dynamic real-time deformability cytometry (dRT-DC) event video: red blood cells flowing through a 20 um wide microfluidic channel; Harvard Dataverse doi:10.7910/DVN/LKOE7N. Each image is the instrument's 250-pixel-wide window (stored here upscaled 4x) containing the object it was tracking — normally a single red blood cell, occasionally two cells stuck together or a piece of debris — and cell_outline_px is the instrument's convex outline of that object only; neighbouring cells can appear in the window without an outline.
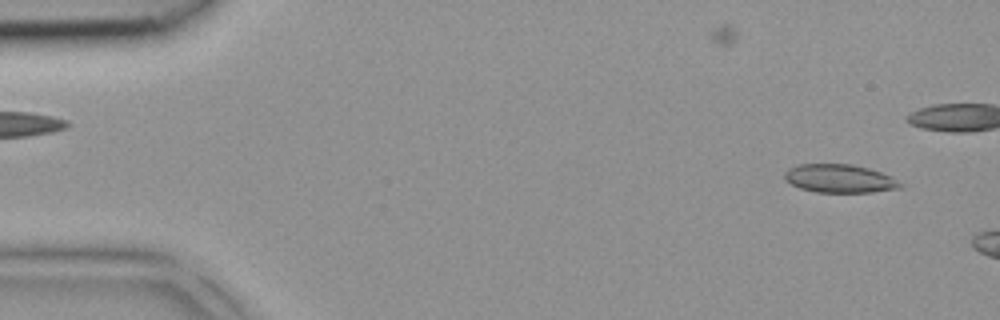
{"species": "common noctule bat (a hibernating species)", "species_latin": "Nyctalus noctula", "temperature_condition": "room temperature", "stored_images_in_passage": 4, "segment_of_instrument_passage": [2, 2], "camera_frame_rate_fps": 3000, "um_per_image_px": 0.085, "animal": {"sex": "female", "body_mass_g": 18.4}, "frame": {"image": 1, "passage_image": 4, "time_ms": 1.0, "image_size_px": [1000, 320], "cell_outline_px": [[904, 188], [872, 192], [816, 192], [800, 188], [784, 180], [784, 172], [788, 168], [796, 164], [852, 164], [868, 168], [892, 176], [904, 184]], "centroid_in_image_um": [71.38, 15.17], "position_along_channel_um": 13.6, "area_um2": 19.36}}